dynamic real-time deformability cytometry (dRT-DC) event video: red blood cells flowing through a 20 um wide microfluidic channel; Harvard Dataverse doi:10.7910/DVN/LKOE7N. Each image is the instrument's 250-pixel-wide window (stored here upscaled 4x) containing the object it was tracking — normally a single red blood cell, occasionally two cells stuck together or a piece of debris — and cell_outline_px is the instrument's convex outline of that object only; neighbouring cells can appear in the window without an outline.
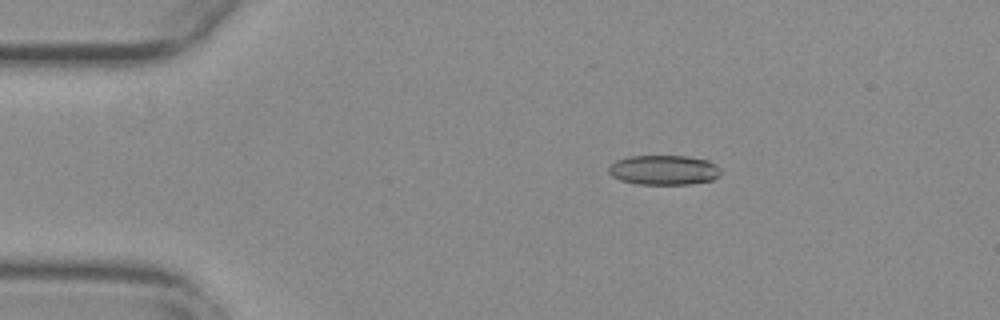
{"species": "common noctule bat (a hibernating species)", "species_latin": "Nyctalus noctula", "temperature_condition": "warm", "stored_images_in_passage": 37, "camera_frame_rate_fps": 3000, "um_per_image_px": 0.085, "animal": {"sex": "female", "body_mass_g": 29.2, "forearm_length_mm": 56.3}, "frame": {"image": 1, "passage_image": 1, "time_ms": 0.0, "image_size_px": [1000, 320], "cell_outline_px": [[720, 176], [712, 180], [692, 184], [636, 184], [620, 180], [612, 176], [608, 172], [608, 168], [616, 160], [628, 156], [688, 156], [708, 160], [716, 164], [720, 168]], "centroid_in_image_um": [56.44, 14.45], "position_along_channel_um": 28.6, "area_um2": 19.59}}
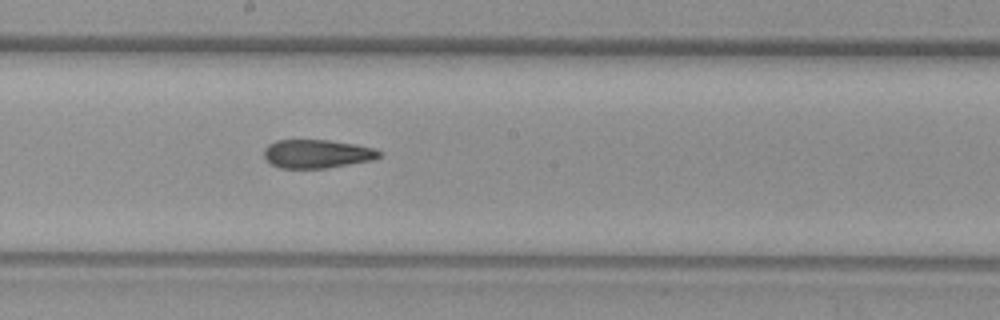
{"frame": {"image": 2, "passage_image": 21, "time_ms": 6.667, "image_size_px": [1000, 320], "cell_outline_px": [[384, 152], [376, 160], [328, 168], [280, 168], [272, 164], [264, 156], [264, 148], [268, 144], [276, 140], [328, 140], [356, 144], [372, 148]], "centroid_in_image_um": [26.99, 13.08], "position_along_channel_um": 221.2, "area_um2": 19.36}}
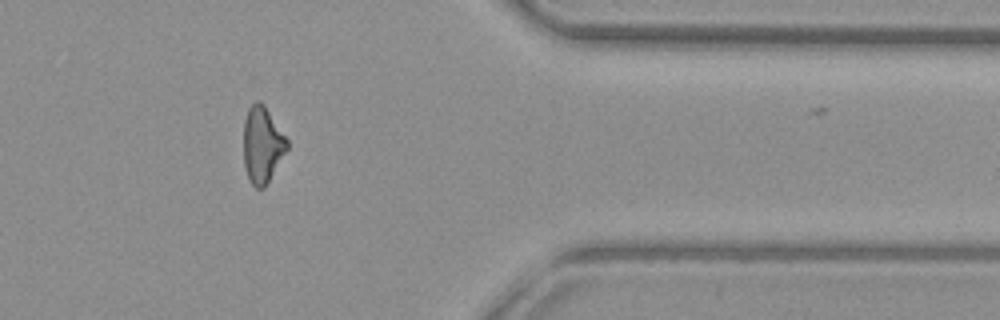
{"frame": {"image": 3, "passage_image": 36, "time_ms": 11.667, "image_size_px": [1000, 320], "cell_outline_px": [[288, 148], [264, 188], [256, 188], [248, 180], [244, 164], [244, 120], [248, 108], [256, 100], [260, 100], [264, 104], [288, 140]], "centroid_in_image_um": [22.28, 12.29], "position_along_channel_um": 389.1, "area_um2": 19.31}}